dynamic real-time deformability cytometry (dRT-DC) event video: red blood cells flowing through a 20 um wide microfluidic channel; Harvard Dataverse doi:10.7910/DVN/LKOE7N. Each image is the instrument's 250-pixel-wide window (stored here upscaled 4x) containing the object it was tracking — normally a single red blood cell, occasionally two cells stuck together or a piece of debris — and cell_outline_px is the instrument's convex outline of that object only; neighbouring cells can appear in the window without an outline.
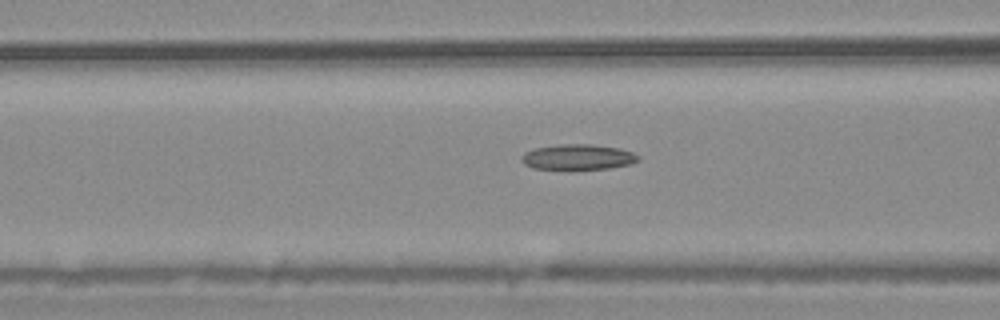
{"species": "common noctule bat (a hibernating species)", "species_latin": "Nyctalus noctula", "temperature_condition": "warm", "stored_images_in_passage": 55, "camera_frame_rate_fps": 3000, "um_per_image_px": 0.085, "animal": {"sex": "male", "body_mass_g": 20.4}, "frame": {"image": 1, "passage_image": 22, "time_ms": 7.0, "image_size_px": [1000, 320], "cell_outline_px": [[640, 160], [632, 164], [612, 168], [532, 168], [524, 164], [520, 160], [520, 156], [524, 152], [532, 148], [560, 144], [592, 144], [620, 148], [632, 152], [640, 156]], "centroid_in_image_um": [49.13, 13.33], "position_along_channel_um": 117.5, "area_um2": 17.34}}
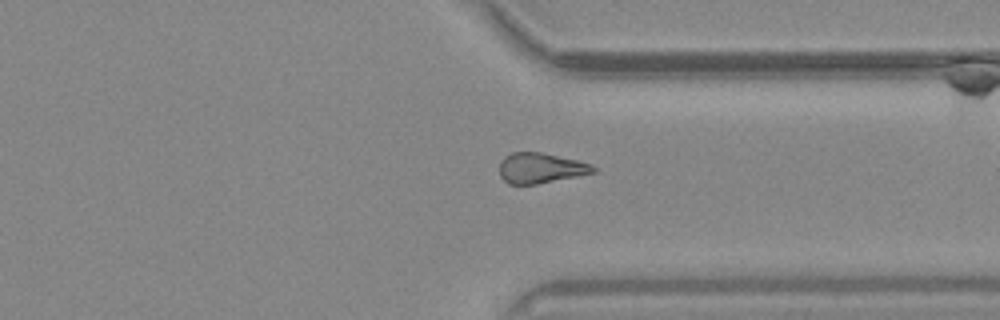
{"frame": {"image": 2, "passage_image": 42, "time_ms": 13.667, "image_size_px": [1000, 320], "cell_outline_px": [[596, 172], [536, 184], [508, 184], [500, 176], [500, 160], [504, 156], [512, 152], [540, 152], [576, 160], [592, 164], [596, 168]], "centroid_in_image_um": [45.92, 14.28], "position_along_channel_um": 365.5, "area_um2": 16.47}}
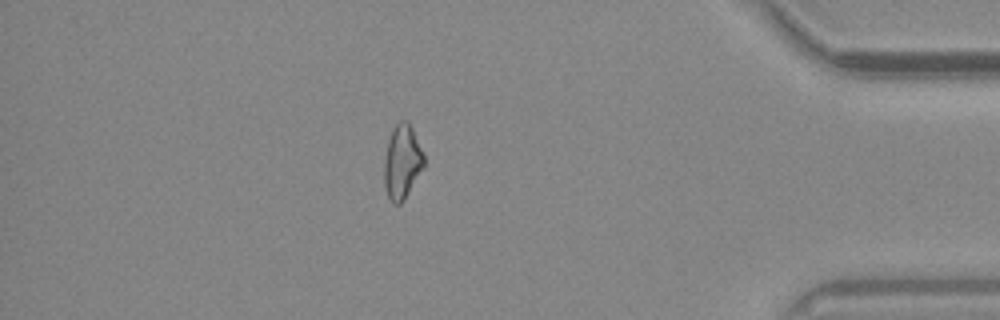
{"frame": {"image": 3, "passage_image": 48, "time_ms": 15.667, "image_size_px": [1000, 320], "cell_outline_px": [[424, 168], [404, 200], [400, 204], [392, 204], [388, 196], [384, 184], [384, 160], [388, 140], [392, 128], [400, 120], [408, 120], [412, 128], [424, 156]], "centroid_in_image_um": [34.17, 13.77], "position_along_channel_um": 401.0, "area_um2": 17.28}, "authors_computed_cell_mechanics": {"area_um2": 17.629, "velocity_mm_per_s": 3.7193, "shape_relaxation_time_tau1_ms": null, "shape_relaxation_time_tau2_ms": 8.3685, "deformation_change_tau1": null, "deformation_change_tau2": 0.1951}}